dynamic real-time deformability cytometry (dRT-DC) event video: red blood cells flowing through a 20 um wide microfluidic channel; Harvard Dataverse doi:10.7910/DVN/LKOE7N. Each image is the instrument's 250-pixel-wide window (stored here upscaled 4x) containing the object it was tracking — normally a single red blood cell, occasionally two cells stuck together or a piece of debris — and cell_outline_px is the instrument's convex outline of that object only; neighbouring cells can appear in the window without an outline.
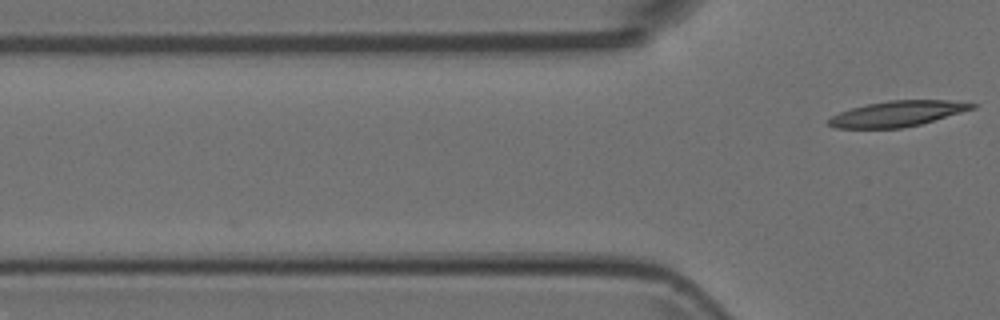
{"species": "Egyptian fruit bat (a non-hibernating species)", "species_latin": "Rousettus aegyptiacus", "temperature_condition": "room temperature", "stored_images_in_passage": 4, "camera_frame_rate_fps": 3000, "um_per_image_px": 0.085, "animal": {"sex": "female"}, "frame": {"image": 1, "passage_image": 4, "time_ms": 1.0, "image_size_px": [1000, 320], "cell_outline_px": [[976, 108], [920, 124], [904, 128], [836, 128], [828, 124], [828, 120], [832, 116], [840, 112], [852, 108], [868, 104], [888, 100], [944, 100], [976, 104]], "centroid_in_image_um": [76.27, 9.67], "position_along_channel_um": 49.5, "area_um2": 21.1}}